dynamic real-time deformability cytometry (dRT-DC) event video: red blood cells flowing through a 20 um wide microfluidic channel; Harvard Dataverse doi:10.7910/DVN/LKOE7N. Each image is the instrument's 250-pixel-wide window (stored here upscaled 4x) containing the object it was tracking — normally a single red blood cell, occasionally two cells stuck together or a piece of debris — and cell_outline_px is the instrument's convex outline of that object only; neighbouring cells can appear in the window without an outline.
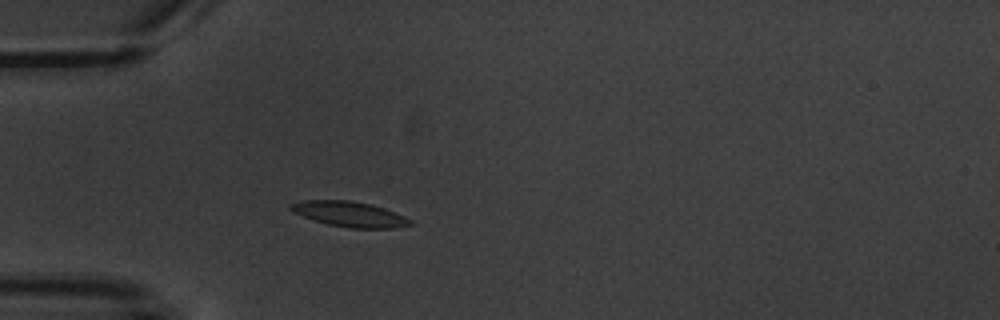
{"species": "common noctule bat (a hibernating species)", "species_latin": "Nyctalus noctula", "temperature_condition": "warm", "stored_images_in_passage": 2, "camera_frame_rate_fps": 3000, "um_per_image_px": 0.085, "animal": {"sex": "male", "body_mass_g": 20.1, "forearm_length_mm": 53.5}, "frame": {"image": 1, "passage_image": 2, "time_ms": 2.0, "image_size_px": [1000, 320], "cell_outline_px": [[412, 224], [392, 228], [348, 228], [328, 224], [312, 220], [292, 212], [288, 208], [288, 204], [304, 200], [348, 200], [368, 204], [384, 208], [404, 216], [412, 220]], "centroid_in_image_um": [29.65, 18.2], "position_along_channel_um": 55.4, "area_um2": 17.57}}